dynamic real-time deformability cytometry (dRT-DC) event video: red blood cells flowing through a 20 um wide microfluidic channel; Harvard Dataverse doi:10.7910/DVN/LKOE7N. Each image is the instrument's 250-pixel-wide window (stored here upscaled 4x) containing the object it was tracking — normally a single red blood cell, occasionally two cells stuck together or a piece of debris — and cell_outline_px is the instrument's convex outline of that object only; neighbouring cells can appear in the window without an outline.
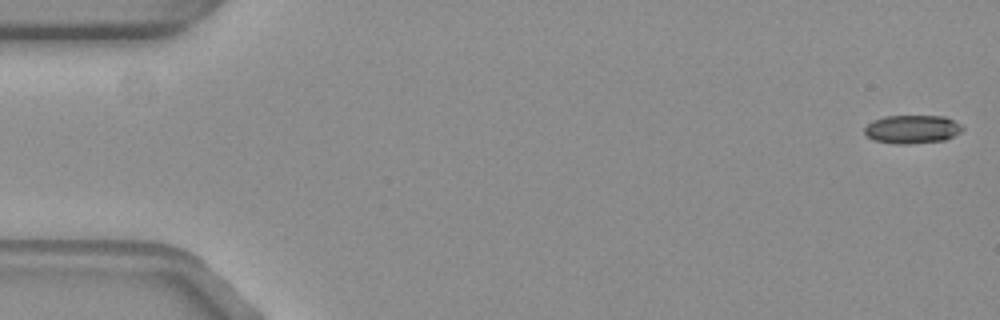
{"species": "common noctule bat (a hibernating species)", "species_latin": "Nyctalus noctula", "temperature_condition": "warm", "stored_images_in_passage": 16, "camera_frame_rate_fps": 3000, "um_per_image_px": 0.085, "animal": {"sex": "female", "body_mass_g": 19.3, "forearm_length_mm": 54.1}, "frame": {"image": 1, "passage_image": 1, "time_ms": 0.0, "image_size_px": [1000, 320], "cell_outline_px": [[964, 128], [960, 132], [944, 140], [908, 144], [896, 144], [872, 140], [864, 132], [864, 128], [872, 120], [884, 116], [944, 116], [960, 124]], "centroid_in_image_um": [77.5, 10.98], "position_along_channel_um": 7.5, "area_um2": 16.18}}
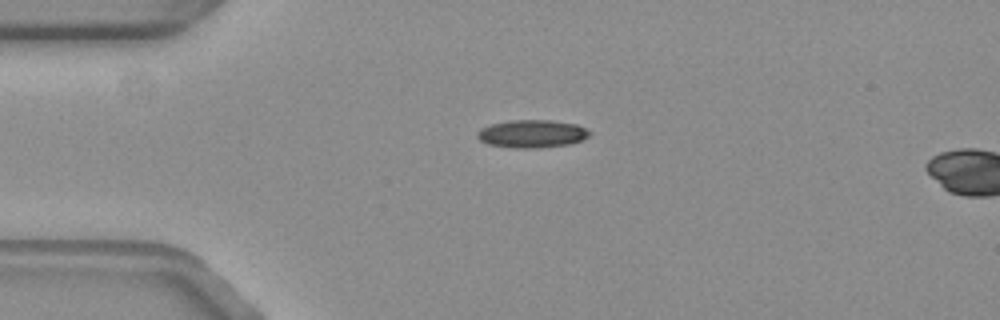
{"frame": {"image": 2, "passage_image": 13, "time_ms": 4.0, "image_size_px": [1000, 320], "cell_outline_px": [[592, 132], [588, 136], [572, 144], [540, 148], [516, 148], [488, 144], [480, 140], [476, 136], [476, 132], [480, 128], [492, 124], [508, 120], [552, 120], [576, 124]], "centroid_in_image_um": [45.21, 11.37], "position_along_channel_um": 39.8, "area_um2": 18.32}}